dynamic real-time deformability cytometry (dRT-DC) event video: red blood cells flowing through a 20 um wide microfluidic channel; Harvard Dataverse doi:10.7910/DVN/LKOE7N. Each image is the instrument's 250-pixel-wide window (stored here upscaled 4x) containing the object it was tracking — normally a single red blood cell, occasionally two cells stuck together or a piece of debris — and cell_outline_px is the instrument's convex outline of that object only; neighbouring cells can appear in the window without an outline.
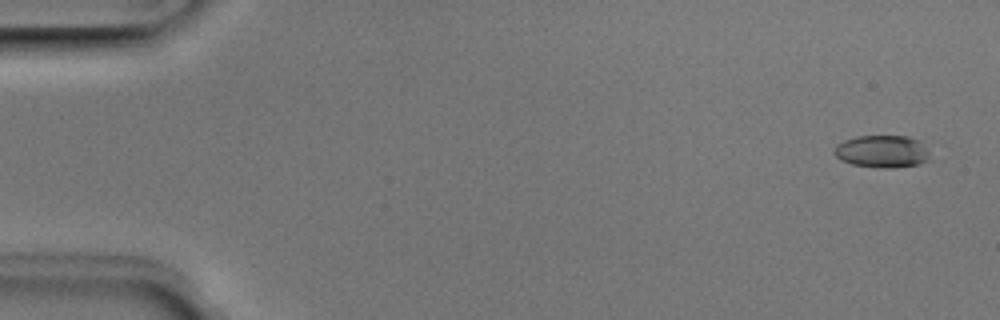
{"species": "Egyptian fruit bat (a non-hibernating species)", "species_latin": "Rousettus aegyptiacus", "temperature_condition": "room temperature", "stored_images_in_passage": 7, "camera_frame_rate_fps": 3000, "um_per_image_px": 0.085, "animal": {"sex": "male"}, "frame": {"image": 1, "passage_image": 1, "time_ms": 0.0, "image_size_px": [1000, 320], "cell_outline_px": [[932, 160], [920, 164], [892, 168], [884, 168], [852, 164], [840, 160], [832, 152], [836, 144], [844, 140], [856, 136], [908, 136], [920, 140], [928, 152]], "centroid_in_image_um": [74.99, 12.87], "position_along_channel_um": 10.0, "area_um2": 18.32}}
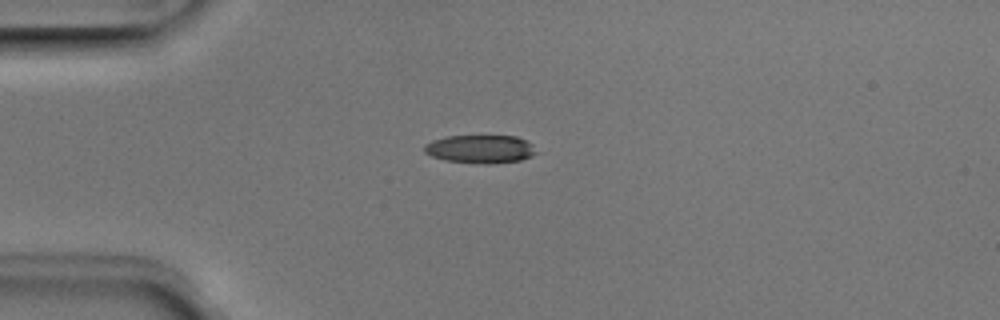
{"frame": {"image": 2, "passage_image": 4, "time_ms": 1.0, "image_size_px": [1000, 320], "cell_outline_px": [[536, 152], [532, 156], [520, 160], [488, 164], [484, 164], [444, 160], [432, 156], [424, 152], [424, 144], [432, 140], [448, 136], [516, 136], [532, 144]], "centroid_in_image_um": [40.8, 12.67], "position_along_channel_um": 44.2, "area_um2": 18.32}}
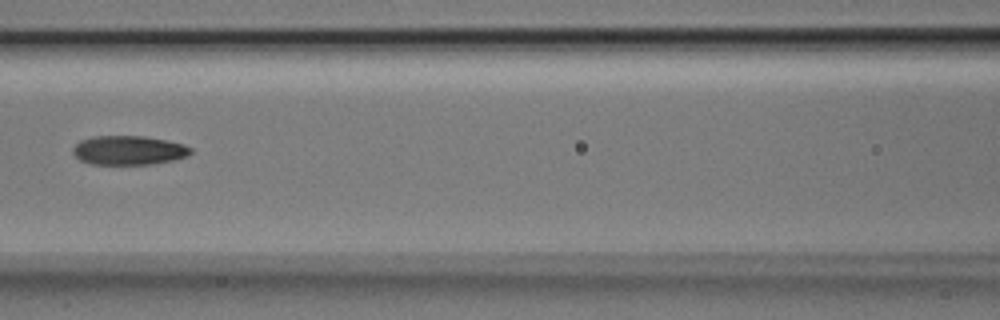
{"frame": {"image": 3, "passage_image": 7, "time_ms": 2.0, "image_size_px": [1000, 320], "cell_outline_px": [[192, 152], [188, 156], [172, 160], [152, 164], [88, 164], [80, 160], [72, 152], [72, 148], [80, 140], [92, 136], [144, 136], [168, 140], [184, 144], [192, 148]], "centroid_in_image_um": [10.94, 12.77], "position_along_channel_um": 155.7, "area_um2": 20.17}}